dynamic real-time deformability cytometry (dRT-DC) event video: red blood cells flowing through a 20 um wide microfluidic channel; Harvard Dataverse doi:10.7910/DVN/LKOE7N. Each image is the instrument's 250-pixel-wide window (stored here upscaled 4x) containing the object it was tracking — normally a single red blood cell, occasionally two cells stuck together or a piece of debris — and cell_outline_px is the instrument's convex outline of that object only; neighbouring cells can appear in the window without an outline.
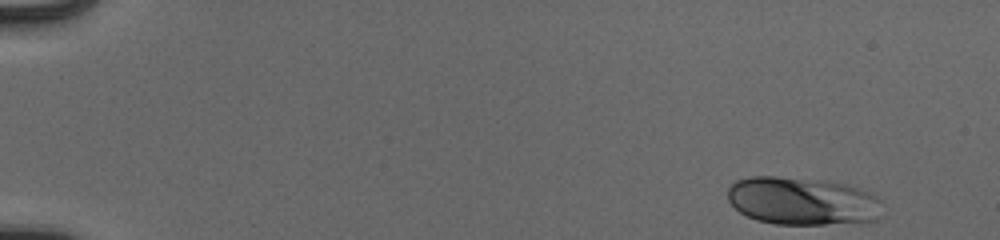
{"species": "human", "species_latin": "Homo sapiens", "temperature_condition": "cold", "stored_images_in_passage": 50, "camera_frame_rate_fps": 3000, "um_per_image_px": 0.085, "donor": {"sex": "male"}, "frame": {"image": 1, "passage_image": 1, "time_ms": 0.0, "image_size_px": [1000, 240], "cell_outline_px": [[880, 200], [876, 220], [860, 224], [776, 224], [756, 220], [740, 212], [728, 200], [728, 188], [736, 180], [752, 176], [776, 176], [824, 180], [844, 184], [860, 188], [876, 196]], "centroid_in_image_um": [68.19, 17.09], "position_along_channel_um": 16.8, "area_um2": 43.41}}
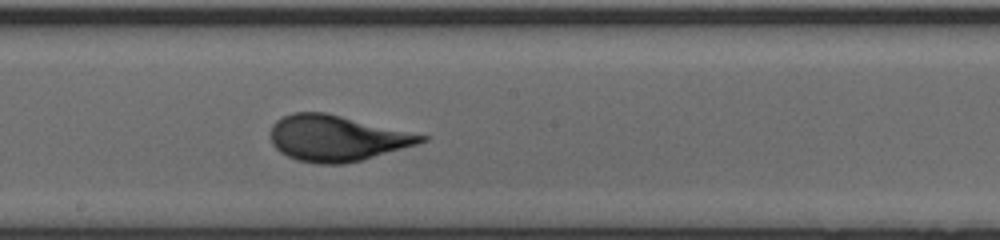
{"frame": {"image": 2, "passage_image": 28, "time_ms": 9.0, "image_size_px": [1000, 240], "cell_outline_px": [[428, 140], [416, 144], [360, 160], [344, 164], [316, 164], [296, 160], [280, 152], [272, 144], [272, 124], [276, 120], [292, 112], [324, 112], [428, 136]], "centroid_in_image_um": [28.57, 11.75], "position_along_channel_um": 219.6, "area_um2": 39.71}}
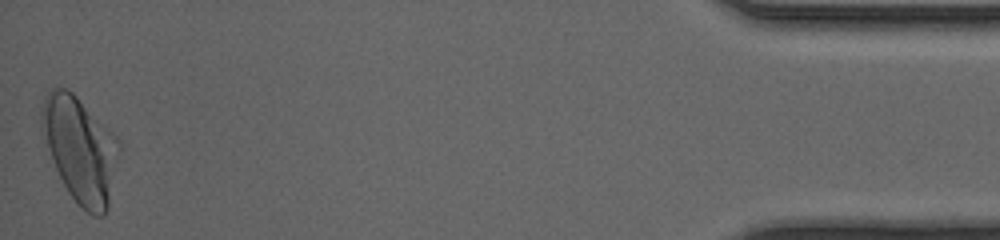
{"frame": {"image": 3, "passage_image": 50, "time_ms": 16.333, "image_size_px": [1000, 240], "cell_outline_px": [[120, 152], [108, 208], [104, 216], [92, 216], [68, 192], [52, 160], [40, 124], [40, 108], [44, 96], [52, 88], [64, 88], [72, 92], [120, 140]], "centroid_in_image_um": [6.83, 12.69], "position_along_channel_um": 428.4, "area_um2": 47.16}, "authors_computed_cell_mechanics": {"area_um2": 39.4485, "velocity_mm_per_s": 3.9234, "shape_relaxation_time_tau1_ms": 2.6493, "shape_relaxation_time_tau2_ms": null, "deformation_change_tau1": 0.1629, "deformation_change_tau2": null}}